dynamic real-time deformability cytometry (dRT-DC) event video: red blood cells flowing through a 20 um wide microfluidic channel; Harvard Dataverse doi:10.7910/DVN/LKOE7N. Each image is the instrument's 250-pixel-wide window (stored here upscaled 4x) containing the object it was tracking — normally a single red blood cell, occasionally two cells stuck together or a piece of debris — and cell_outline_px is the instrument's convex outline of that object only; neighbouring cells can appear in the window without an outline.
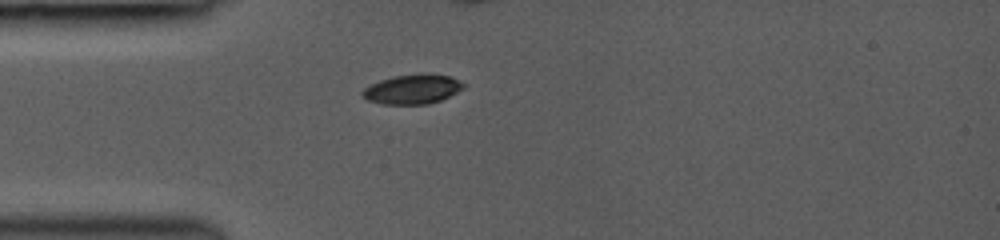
{"species": "common noctule bat (a hibernating species)", "species_latin": "Nyctalus noctula", "temperature_condition": "room temperature", "stored_images_in_passage": 46, "segment_of_instrument_passage": [1, 2], "camera_frame_rate_fps": 3000, "um_per_image_px": 0.085, "animal": {"sex": "female", "body_mass_g": 19.0, "forearm_length_mm": 53.3}, "frame": {"image": 1, "passage_image": 1, "time_ms": 0.0, "image_size_px": [1000, 240], "cell_outline_px": [[464, 88], [440, 100], [428, 104], [384, 104], [368, 100], [360, 96], [360, 92], [364, 88], [380, 80], [392, 76], [420, 72], [424, 72], [448, 76], [464, 84]], "centroid_in_image_um": [35.01, 7.56], "position_along_channel_um": 50.0, "area_um2": 17.46}}
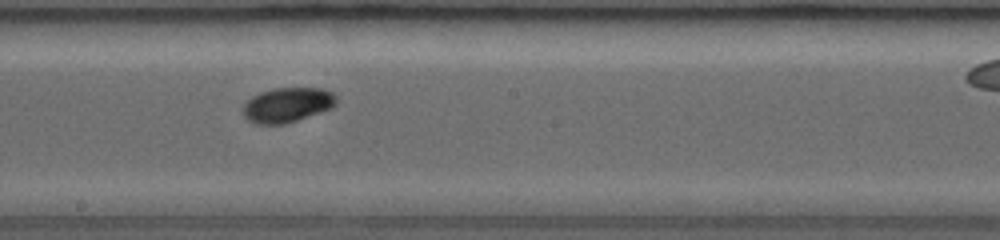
{"frame": {"image": 2, "passage_image": 18, "time_ms": 4.333, "image_size_px": [1000, 240], "cell_outline_px": [[336, 104], [332, 108], [284, 124], [256, 124], [248, 120], [244, 116], [244, 104], [252, 96], [260, 92], [272, 88], [324, 88], [332, 92], [336, 96]], "centroid_in_image_um": [24.43, 8.9], "position_along_channel_um": 223.8, "area_um2": 18.84}}
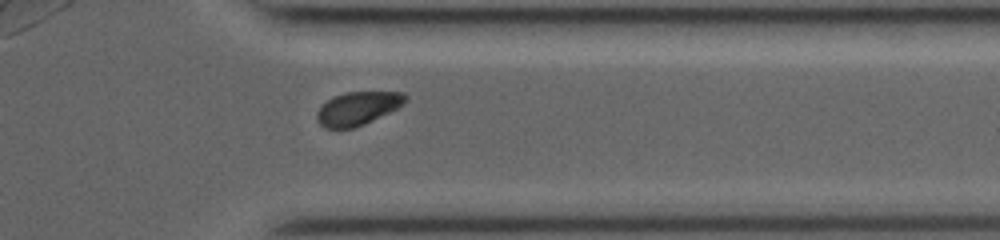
{"frame": {"image": 3, "passage_image": 36, "time_ms": 8.0, "image_size_px": [1000, 240], "cell_outline_px": [[408, 96], [404, 104], [364, 124], [352, 128], [324, 128], [316, 120], [316, 112], [320, 104], [332, 96], [344, 92], [404, 92]], "centroid_in_image_um": [30.35, 9.2], "position_along_channel_um": 381.1, "area_um2": 17.28}}